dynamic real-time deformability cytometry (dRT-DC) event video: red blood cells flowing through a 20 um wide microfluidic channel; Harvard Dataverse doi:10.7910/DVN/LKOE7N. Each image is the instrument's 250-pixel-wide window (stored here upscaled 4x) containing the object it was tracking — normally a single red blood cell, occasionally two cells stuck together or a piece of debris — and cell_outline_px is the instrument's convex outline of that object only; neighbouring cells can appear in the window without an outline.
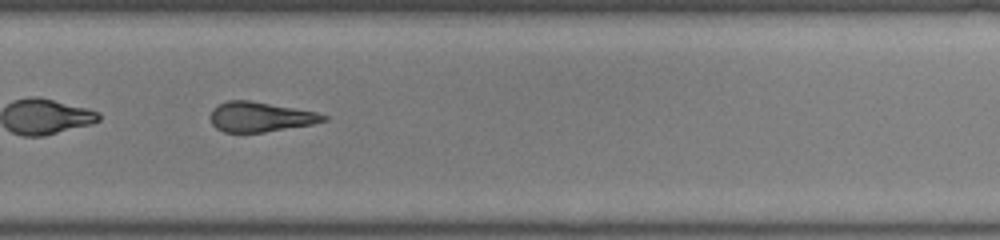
{"species": "common noctule bat (a hibernating species)", "species_latin": "Nyctalus noctula", "temperature_condition": "room temperature", "stored_images_in_passage": 34, "camera_frame_rate_fps": 3000, "um_per_image_px": 0.085, "animal": {"sex": "female", "body_mass_g": 22.0, "forearm_length_mm": 56.7}, "frame": {"image": 1, "passage_image": 20, "time_ms": 6.333, "image_size_px": [1000, 240], "cell_outline_px": [[328, 120], [312, 124], [264, 132], [224, 132], [216, 128], [212, 124], [208, 116], [212, 108], [228, 100], [252, 100], [316, 112], [328, 116]], "centroid_in_image_um": [22.09, 9.93], "position_along_channel_um": 307.7, "area_um2": 19.77}, "authors_computed_cell_mechanics": {"area_um2": 20.9814, "velocity_mm_per_s": 4.1152, "shape_relaxation_time_tau1_ms": 7.034, "shape_relaxation_time_tau2_ms": 3.5258, "deformation_change_tau1": 0.2088, "deformation_change_tau2": 0.1687}}